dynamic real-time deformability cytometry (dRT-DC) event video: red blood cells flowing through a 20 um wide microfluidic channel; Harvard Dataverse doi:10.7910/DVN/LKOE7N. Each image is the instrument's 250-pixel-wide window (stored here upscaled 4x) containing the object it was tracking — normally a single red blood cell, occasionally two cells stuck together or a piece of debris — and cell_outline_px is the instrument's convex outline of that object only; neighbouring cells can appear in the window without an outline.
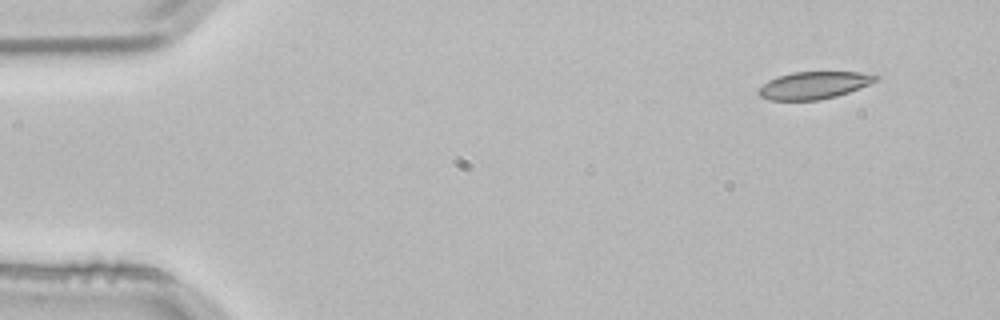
{"species": "common noctule bat (a hibernating species)", "species_latin": "Nyctalus noctula", "temperature_condition": "room temperature", "stored_images_in_passage": 3, "camera_frame_rate_fps": 3000, "um_per_image_px": 0.085, "animal": {"sex": "male", "body_mass_g": 21.5, "forearm_length_mm": 52.0}, "frame": {"image": 1, "passage_image": 1, "time_ms": 0.0, "image_size_px": [1000, 320], "cell_outline_px": [[880, 80], [848, 92], [836, 96], [820, 100], [768, 100], [760, 96], [756, 92], [768, 80], [776, 76], [792, 72], [876, 72], [880, 76]], "centroid_in_image_um": [69.24, 7.23], "position_along_channel_um": 15.8, "area_um2": 18.96}}
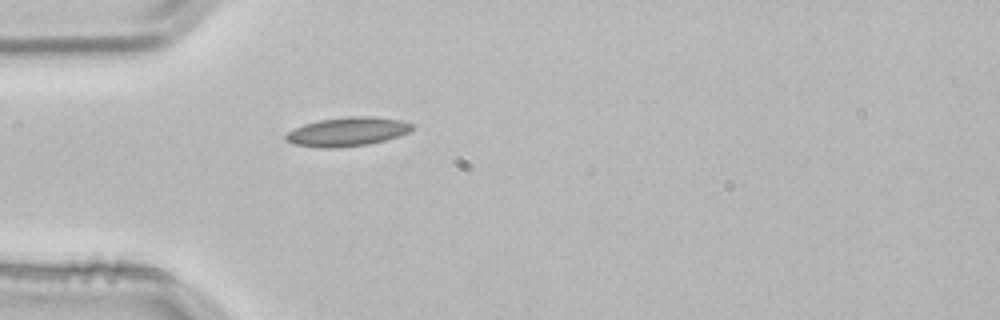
{"frame": {"image": 2, "passage_image": 3, "time_ms": 0.667, "image_size_px": [1000, 320], "cell_outline_px": [[412, 128], [408, 132], [400, 136], [368, 144], [336, 148], [320, 148], [296, 144], [288, 140], [284, 136], [292, 128], [304, 124], [320, 120], [348, 116], [376, 116], [400, 120], [412, 124]], "centroid_in_image_um": [29.52, 11.19], "position_along_channel_um": 55.5, "area_um2": 21.21}}